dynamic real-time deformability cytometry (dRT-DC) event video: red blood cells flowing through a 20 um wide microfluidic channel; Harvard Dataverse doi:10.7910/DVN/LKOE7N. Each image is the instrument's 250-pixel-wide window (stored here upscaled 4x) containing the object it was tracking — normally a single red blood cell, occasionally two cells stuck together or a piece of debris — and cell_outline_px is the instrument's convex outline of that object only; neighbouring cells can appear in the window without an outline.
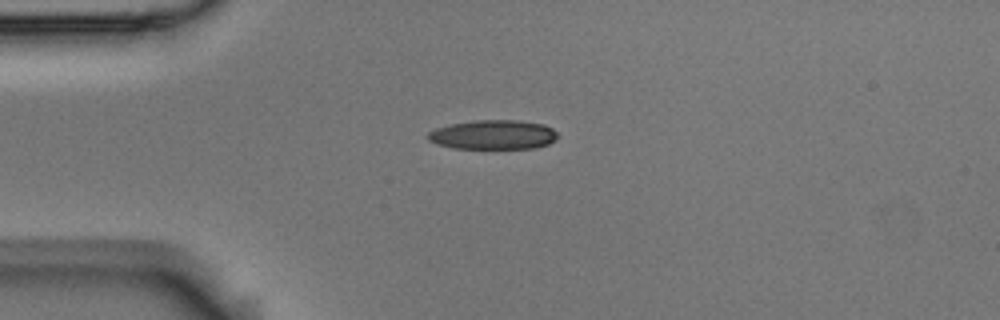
{"species": "Egyptian fruit bat (a non-hibernating species)", "species_latin": "Rousettus aegyptiacus", "temperature_condition": "room temperature", "stored_images_in_passage": 4, "camera_frame_rate_fps": 3000, "um_per_image_px": 0.085, "animal": {"sex": "male"}, "frame": {"image": 1, "passage_image": 1, "time_ms": 0.0, "image_size_px": [1000, 320], "cell_outline_px": [[556, 140], [548, 144], [532, 148], [452, 148], [436, 144], [428, 140], [428, 132], [436, 128], [448, 124], [476, 120], [516, 120], [544, 124], [552, 128], [556, 132]], "centroid_in_image_um": [41.9, 11.44], "position_along_channel_um": 43.1, "area_um2": 22.2}}
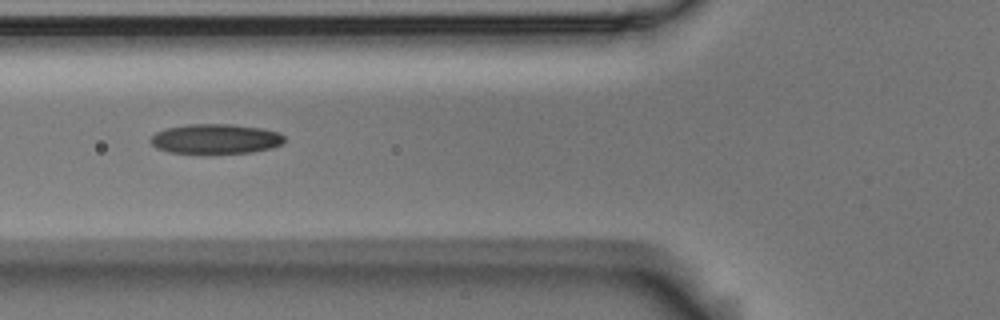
{"frame": {"image": 2, "passage_image": 3, "time_ms": 0.667, "image_size_px": [1000, 320], "cell_outline_px": [[284, 140], [280, 144], [272, 148], [252, 152], [168, 152], [156, 148], [148, 140], [156, 132], [168, 128], [188, 124], [232, 124], [264, 128], [280, 132], [284, 136]], "centroid_in_image_um": [18.34, 11.78], "position_along_channel_um": 107.5, "area_um2": 23.0}}
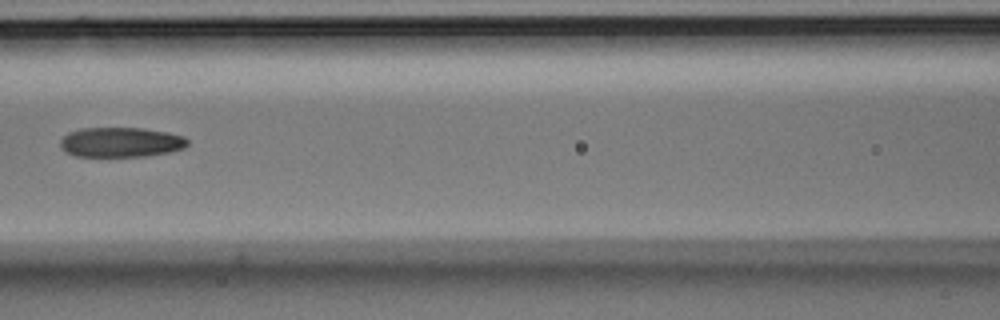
{"frame": {"image": 3, "passage_image": 4, "time_ms": 1.0, "image_size_px": [1000, 320], "cell_outline_px": [[188, 144], [184, 148], [168, 152], [144, 156], [76, 156], [60, 148], [60, 140], [68, 132], [80, 128], [144, 128], [168, 132], [184, 136], [188, 140]], "centroid_in_image_um": [10.27, 12.08], "position_along_channel_um": 156.3, "area_um2": 22.14}}